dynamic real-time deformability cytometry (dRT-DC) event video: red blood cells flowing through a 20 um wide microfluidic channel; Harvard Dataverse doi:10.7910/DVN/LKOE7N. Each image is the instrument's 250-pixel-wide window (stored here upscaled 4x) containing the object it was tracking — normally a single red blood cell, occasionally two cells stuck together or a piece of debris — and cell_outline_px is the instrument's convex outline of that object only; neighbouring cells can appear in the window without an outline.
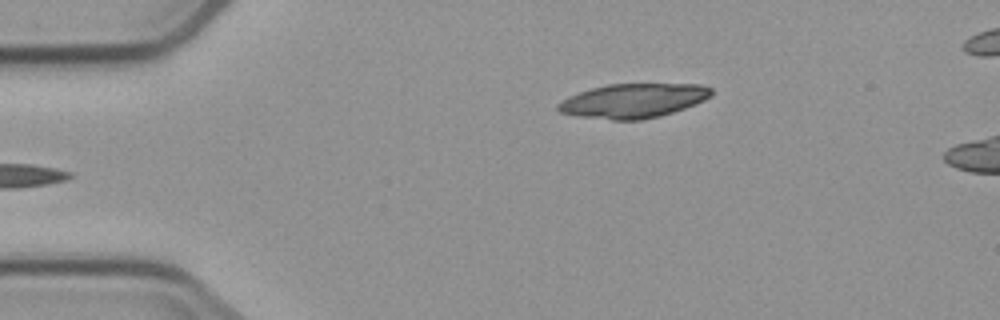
{"species": "common noctule bat (a hibernating species)", "species_latin": "Nyctalus noctula", "temperature_condition": "cold", "stored_images_in_passage": 4, "camera_frame_rate_fps": 3000, "um_per_image_px": 0.085, "animal": {"sex": "male", "body_mass_g": 23.1, "forearm_length_mm": 52.7}, "frame": {"image": 1, "passage_image": 4, "time_ms": 4.667, "image_size_px": [1000, 320], "cell_outline_px": [[712, 96], [696, 104], [660, 116], [640, 120], [612, 120], [576, 116], [560, 112], [556, 108], [556, 104], [568, 96], [592, 88], [608, 84], [700, 84], [712, 88]], "centroid_in_image_um": [53.82, 8.56], "position_along_channel_um": 31.2, "area_um2": 30.69}}